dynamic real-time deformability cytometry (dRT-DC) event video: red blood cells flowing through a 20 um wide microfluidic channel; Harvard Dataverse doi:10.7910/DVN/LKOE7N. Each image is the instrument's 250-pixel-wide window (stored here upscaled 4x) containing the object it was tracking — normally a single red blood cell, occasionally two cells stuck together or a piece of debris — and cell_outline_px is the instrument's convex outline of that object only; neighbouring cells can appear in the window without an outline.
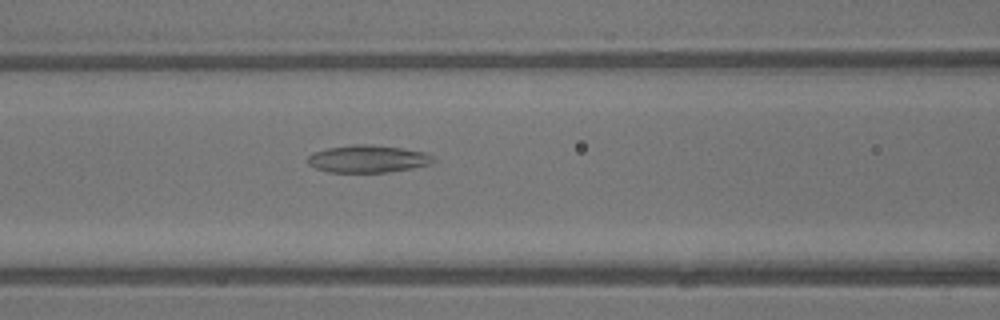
{"species": "common noctule bat (a hibernating species)", "species_latin": "Nyctalus noctula", "temperature_condition": "warm", "stored_images_in_passage": 35, "camera_frame_rate_fps": 3000, "um_per_image_px": 0.085, "animal": {"sex": "male", "body_mass_g": 13.3}, "frame": {"image": 1, "passage_image": 19, "time_ms": 6.0, "image_size_px": [1000, 320], "cell_outline_px": [[436, 160], [432, 164], [412, 168], [388, 172], [328, 172], [316, 168], [308, 164], [308, 156], [316, 152], [328, 148], [356, 144], [372, 144], [428, 152]], "centroid_in_image_um": [31.32, 13.5], "position_along_channel_um": 135.3, "area_um2": 20.06}}
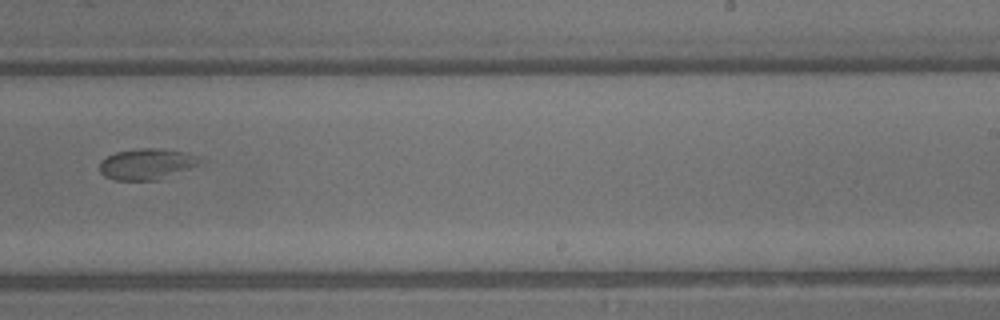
{"frame": {"image": 2, "passage_image": 28, "time_ms": 9.0, "image_size_px": [1000, 320], "cell_outline_px": [[212, 160], [156, 180], [116, 180], [104, 176], [100, 172], [100, 160], [116, 152], [136, 148], [160, 148], [184, 152], [200, 156]], "centroid_in_image_um": [12.55, 13.92], "position_along_channel_um": 276.5, "area_um2": 18.38}}
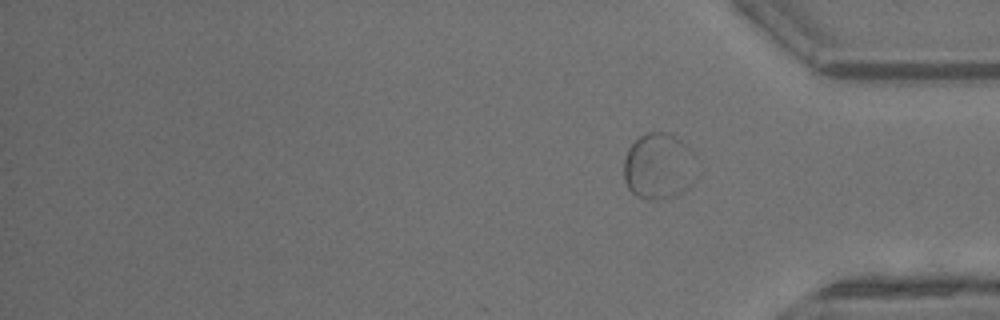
{"frame": {"image": 3, "passage_image": 35, "time_ms": 11.333, "image_size_px": [1000, 320], "cell_outline_px": [[692, 184], [688, 188], [672, 196], [656, 200], [648, 200], [636, 196], [628, 188], [624, 180], [624, 160], [628, 148], [640, 136], [648, 132], [664, 132], [680, 140], [684, 144]], "centroid_in_image_um": [55.82, 14.17], "position_along_channel_um": 379.4, "area_um2": 26.53}}